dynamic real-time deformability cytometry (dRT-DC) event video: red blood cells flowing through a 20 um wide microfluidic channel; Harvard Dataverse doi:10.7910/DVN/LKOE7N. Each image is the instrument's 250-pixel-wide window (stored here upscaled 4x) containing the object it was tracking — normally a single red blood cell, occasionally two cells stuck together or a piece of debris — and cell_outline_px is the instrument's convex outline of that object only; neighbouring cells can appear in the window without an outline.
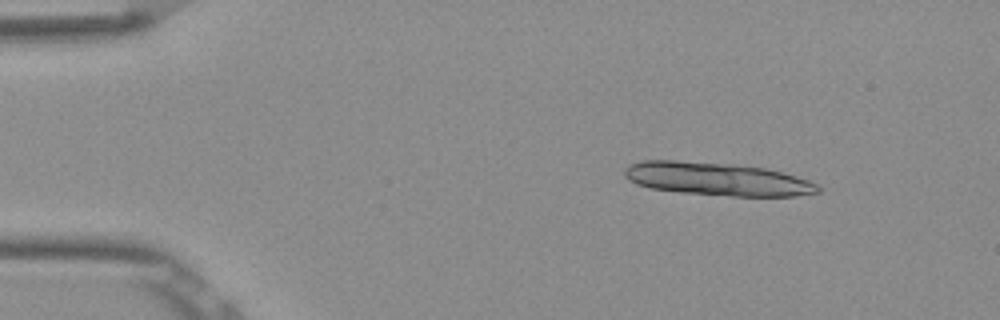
{"species": "Egyptian fruit bat (a non-hibernating species)", "species_latin": "Rousettus aegyptiacus", "temperature_condition": "room temperature", "stored_images_in_passage": 4, "camera_frame_rate_fps": 3000, "um_per_image_px": 0.085, "frame": {"image": 1, "passage_image": 2, "time_ms": 0.333, "image_size_px": [1000, 320], "cell_outline_px": [[820, 192], [796, 196], [732, 196], [680, 192], [648, 188], [636, 184], [628, 180], [624, 176], [624, 168], [628, 164], [640, 160], [676, 160], [736, 164], [764, 168], [796, 176], [808, 180], [816, 184], [820, 188]], "centroid_in_image_um": [60.89, 15.21], "position_along_channel_um": 24.1, "area_um2": 37.51}}